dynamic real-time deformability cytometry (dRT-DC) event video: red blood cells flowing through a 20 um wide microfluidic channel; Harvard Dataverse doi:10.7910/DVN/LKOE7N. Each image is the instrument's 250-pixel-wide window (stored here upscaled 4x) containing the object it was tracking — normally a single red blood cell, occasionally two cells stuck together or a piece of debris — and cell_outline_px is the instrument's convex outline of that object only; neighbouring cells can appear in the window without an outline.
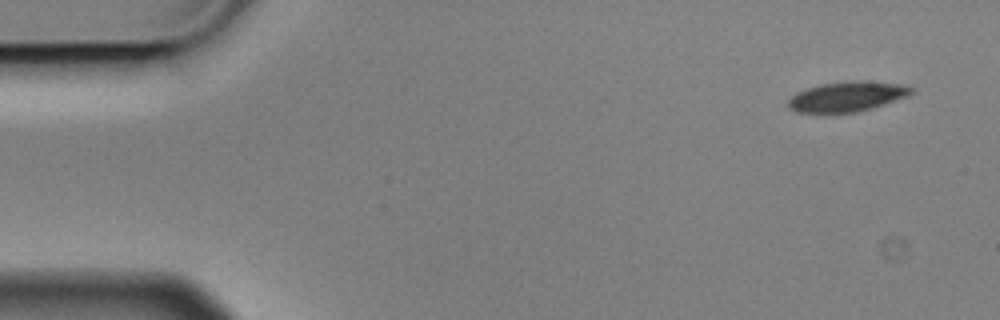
{"species": "Egyptian fruit bat (a non-hibernating species)", "species_latin": "Rousettus aegyptiacus", "temperature_condition": "cold", "stored_images_in_passage": 4, "camera_frame_rate_fps": 3000, "um_per_image_px": 0.085, "animal": {"sex": "male"}, "frame": {"image": 1, "passage_image": 1, "time_ms": 0.0, "image_size_px": [1000, 320], "cell_outline_px": [[916, 88], [908, 96], [872, 108], [856, 112], [796, 112], [788, 108], [788, 100], [792, 96], [808, 88], [824, 84], [908, 84]], "centroid_in_image_um": [72.01, 8.27], "position_along_channel_um": 13.0, "area_um2": 20.11}}